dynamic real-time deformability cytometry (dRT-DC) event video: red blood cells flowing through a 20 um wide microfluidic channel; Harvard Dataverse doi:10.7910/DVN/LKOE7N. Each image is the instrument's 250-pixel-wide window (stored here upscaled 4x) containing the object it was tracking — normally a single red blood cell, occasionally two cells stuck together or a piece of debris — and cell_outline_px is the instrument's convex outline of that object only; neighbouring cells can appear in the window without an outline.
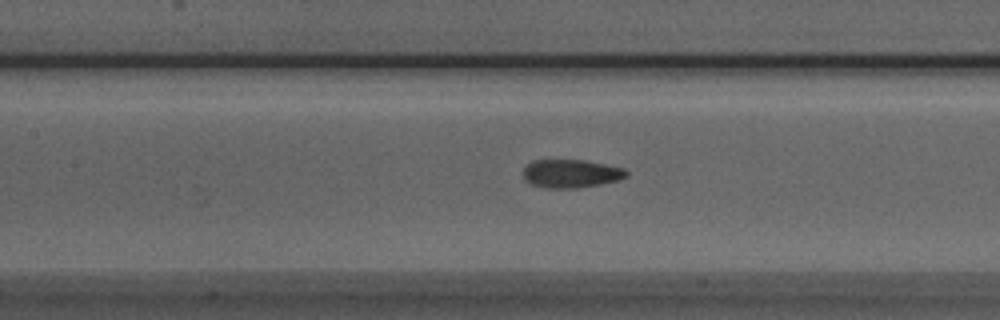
{"species": "Egyptian fruit bat (a non-hibernating species)", "species_latin": "Rousettus aegyptiacus", "temperature_condition": "room temperature", "stored_images_in_passage": 26, "camera_frame_rate_fps": 3000, "um_per_image_px": 0.085, "animal": {"sex": "male"}, "frame": {"image": 1, "passage_image": 11, "time_ms": 3.333, "image_size_px": [1000, 320], "cell_outline_px": [[628, 176], [616, 180], [600, 184], [576, 188], [544, 188], [532, 184], [524, 180], [524, 168], [532, 160], [584, 160], [624, 168], [628, 172]], "centroid_in_image_um": [48.52, 14.75], "position_along_channel_um": 158.9, "area_um2": 16.94}}
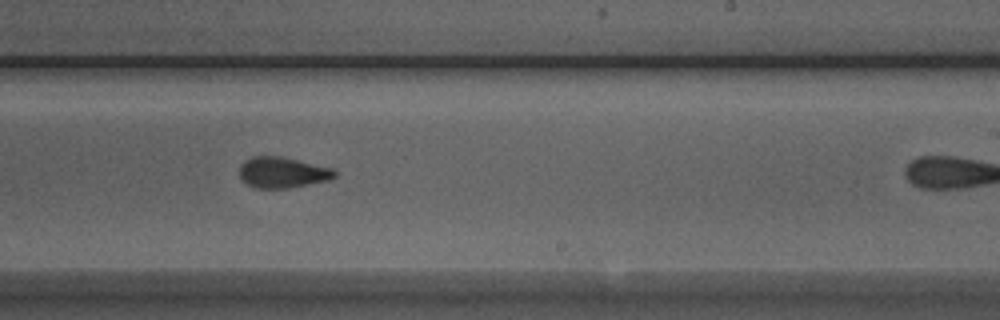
{"frame": {"image": 2, "passage_image": 19, "time_ms": 6.0, "image_size_px": [1000, 320], "cell_outline_px": [[336, 176], [328, 180], [288, 188], [252, 188], [240, 180], [240, 164], [244, 160], [252, 156], [280, 156], [332, 168], [336, 172]], "centroid_in_image_um": [23.95, 14.66], "position_along_channel_um": 265.1, "area_um2": 17.17}}
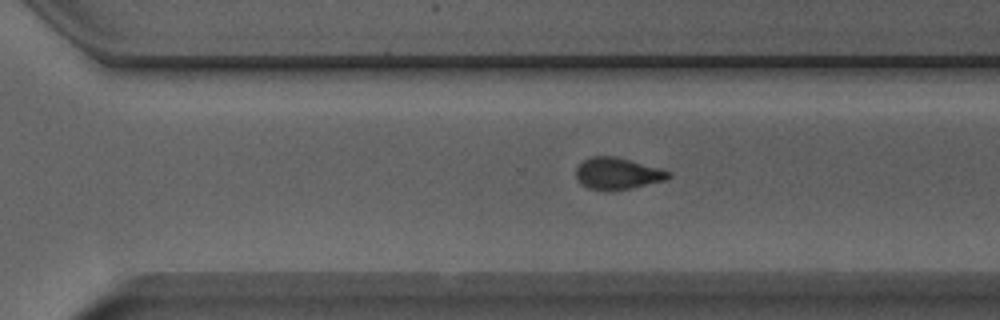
{"frame": {"image": 3, "passage_image": 23, "time_ms": 7.333, "image_size_px": [1000, 320], "cell_outline_px": [[672, 176], [664, 180], [628, 188], [588, 188], [576, 176], [576, 168], [584, 160], [592, 156], [616, 156], [672, 172]], "centroid_in_image_um": [52.51, 14.7], "position_along_channel_um": 318.1, "area_um2": 16.24}}